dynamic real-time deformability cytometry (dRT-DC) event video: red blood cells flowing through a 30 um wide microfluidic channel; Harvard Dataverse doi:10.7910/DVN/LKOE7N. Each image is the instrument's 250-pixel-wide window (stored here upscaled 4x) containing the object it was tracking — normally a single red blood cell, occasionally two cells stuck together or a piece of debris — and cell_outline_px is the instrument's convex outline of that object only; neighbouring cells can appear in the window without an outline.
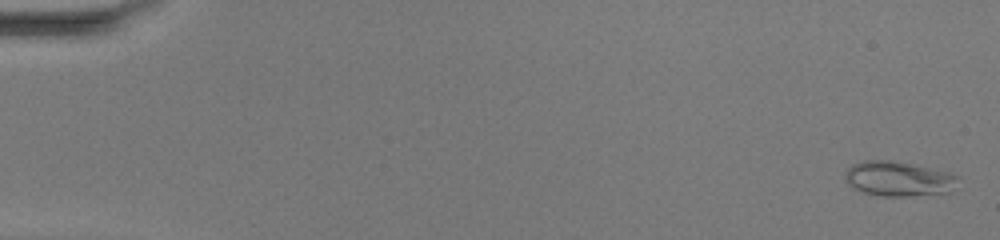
{"species": "common noctule bat (a hibernating species)", "species_latin": "Nyctalus noctula", "temperature_condition": "warm", "stored_images_in_passage": 51, "camera_frame_rate_fps": 3000, "um_per_image_px": 0.085, "animal": {"sex": "female", "body_mass_g": 20.0, "forearm_length_mm": 54.0}, "frame": {"image": 1, "passage_image": 2, "time_ms": 0.333, "image_size_px": [1000, 240], "cell_outline_px": [[960, 176], [952, 192], [908, 196], [880, 196], [864, 192], [852, 188], [844, 180], [844, 172], [852, 164], [864, 160], [892, 160], [952, 172]], "centroid_in_image_um": [76.38, 15.19], "position_along_channel_um": 8.6, "area_um2": 23.35}}
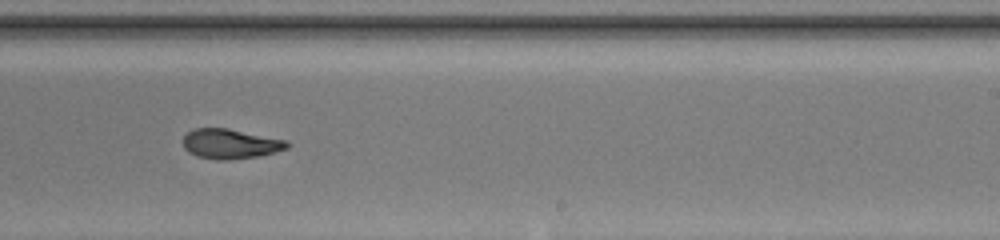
{"frame": {"image": 2, "passage_image": 33, "time_ms": 10.667, "image_size_px": [1000, 240], "cell_outline_px": [[292, 144], [288, 148], [260, 156], [228, 160], [216, 160], [196, 156], [188, 152], [184, 148], [184, 136], [192, 128], [228, 128], [288, 140]], "centroid_in_image_um": [19.61, 12.22], "position_along_channel_um": 269.4, "area_um2": 18.32}}
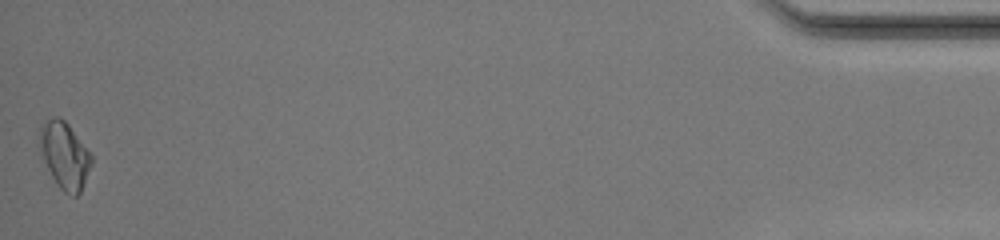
{"frame": {"image": 3, "passage_image": 51, "time_ms": 16.667, "image_size_px": [1000, 240], "cell_outline_px": [[92, 164], [80, 192], [76, 196], [72, 196], [64, 192], [56, 184], [44, 160], [40, 148], [40, 128], [48, 120], [56, 116], [64, 120], [68, 124], [92, 156]], "centroid_in_image_um": [5.51, 13.23], "position_along_channel_um": 429.7, "area_um2": 19.54}, "authors_computed_cell_mechanics": {"area_um2": 18.8428, "velocity_mm_per_s": 4.1466, "shape_relaxation_time_tau1_ms": null, "shape_relaxation_time_tau2_ms": 2.2249, "deformation_change_tau1": null, "deformation_change_tau2": 0.0618}}